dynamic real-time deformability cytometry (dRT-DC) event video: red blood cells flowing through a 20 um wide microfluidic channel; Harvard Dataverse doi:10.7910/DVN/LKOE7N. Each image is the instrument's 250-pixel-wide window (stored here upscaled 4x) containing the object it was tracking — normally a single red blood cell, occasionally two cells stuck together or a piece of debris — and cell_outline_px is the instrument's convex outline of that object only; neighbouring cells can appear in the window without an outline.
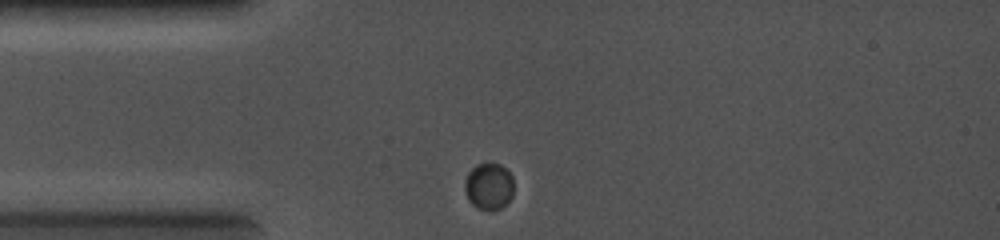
{"species": "common noctule bat (a hibernating species)", "species_latin": "Nyctalus noctula", "temperature_condition": "cold", "stored_images_in_passage": 21, "camera_frame_rate_fps": 5000, "um_per_image_px": 0.085, "animal": {"sex": "female", "body_mass_g": 19.0, "forearm_length_mm": 56.7}, "frame": {"image": 1, "passage_image": 1, "time_ms": 0.0, "image_size_px": [1000, 240], "cell_outline_px": [[512, 196], [500, 208], [480, 208], [472, 204], [468, 200], [464, 188], [464, 180], [468, 172], [476, 164], [500, 164], [512, 176]], "centroid_in_image_um": [41.51, 15.8], "position_along_channel_um": 43.5, "area_um2": 12.95}}
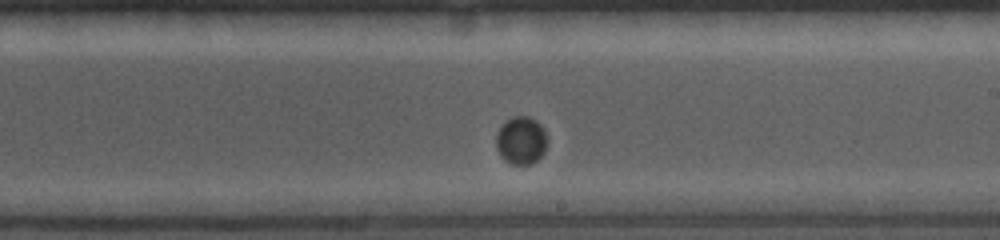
{"frame": {"image": 2, "passage_image": 11, "time_ms": 4.8, "image_size_px": [1000, 240], "cell_outline_px": [[544, 152], [532, 164], [512, 164], [504, 160], [500, 156], [496, 148], [496, 136], [500, 128], [512, 116], [528, 116], [536, 120], [544, 128]], "centroid_in_image_um": [44.26, 11.94], "position_along_channel_um": 244.7, "area_um2": 13.93}}
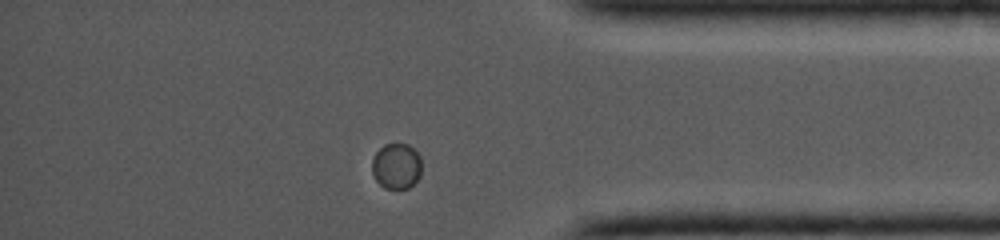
{"frame": {"image": 3, "passage_image": 19, "time_ms": 8.4, "image_size_px": [1000, 240], "cell_outline_px": [[420, 176], [408, 188], [384, 188], [376, 180], [372, 172], [372, 160], [376, 152], [384, 144], [408, 144], [420, 156]], "centroid_in_image_um": [33.68, 14.11], "position_along_channel_um": 401.5, "area_um2": 13.06}}